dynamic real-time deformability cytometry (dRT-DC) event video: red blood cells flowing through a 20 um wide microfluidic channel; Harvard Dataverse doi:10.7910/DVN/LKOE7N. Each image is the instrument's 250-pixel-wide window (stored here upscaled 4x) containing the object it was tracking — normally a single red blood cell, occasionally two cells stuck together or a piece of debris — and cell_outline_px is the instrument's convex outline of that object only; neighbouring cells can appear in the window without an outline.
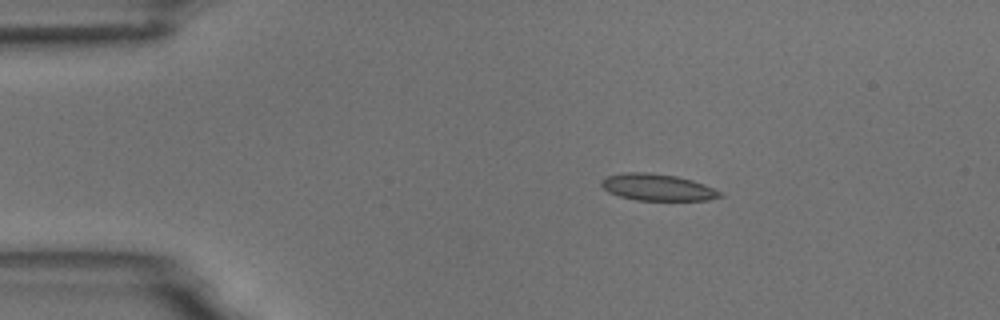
{"species": "common noctule bat (a hibernating species)", "species_latin": "Nyctalus noctula", "temperature_condition": "room temperature", "stored_images_in_passage": 5, "camera_frame_rate_fps": 3000, "um_per_image_px": 0.085, "animal": {"sex": "male", "body_mass_g": 18.8}, "frame": {"image": 1, "passage_image": 2, "time_ms": 2.0, "image_size_px": [1000, 320], "cell_outline_px": [[724, 196], [708, 200], [636, 200], [620, 196], [608, 192], [600, 184], [600, 180], [608, 176], [624, 172], [648, 172], [676, 176], [692, 180], [704, 184], [720, 192]], "centroid_in_image_um": [55.86, 15.92], "position_along_channel_um": 29.1, "area_um2": 18.38}}
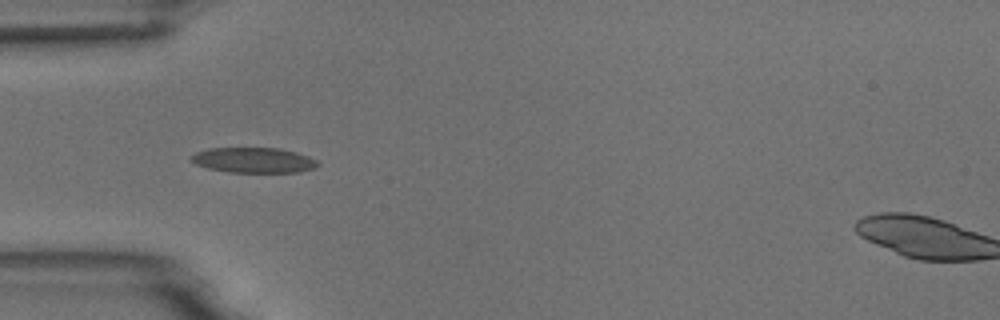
{"frame": {"image": 2, "passage_image": 4, "time_ms": 4.333, "image_size_px": [1000, 320], "cell_outline_px": [[320, 164], [312, 168], [300, 172], [228, 172], [208, 168], [196, 164], [192, 160], [192, 156], [196, 152], [208, 148], [280, 148], [296, 152], [308, 156], [316, 160]], "centroid_in_image_um": [21.57, 13.61], "position_along_channel_um": 63.4, "area_um2": 18.5}}